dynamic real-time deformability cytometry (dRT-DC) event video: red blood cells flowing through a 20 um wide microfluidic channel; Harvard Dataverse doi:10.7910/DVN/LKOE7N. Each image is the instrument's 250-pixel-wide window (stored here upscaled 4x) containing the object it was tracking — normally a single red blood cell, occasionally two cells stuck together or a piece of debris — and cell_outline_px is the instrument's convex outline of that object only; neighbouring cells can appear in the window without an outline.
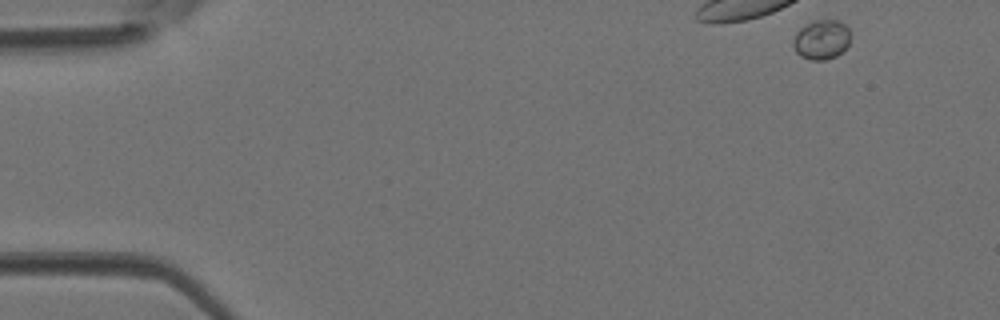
{"species": "Egyptian fruit bat (a non-hibernating species)", "species_latin": "Rousettus aegyptiacus", "temperature_condition": "room temperature", "stored_images_in_passage": 12, "camera_frame_rate_fps": 3000, "um_per_image_px": 0.085, "animal": {"sex": "female"}, "frame": {"image": 1, "passage_image": 1, "time_ms": 0.0, "image_size_px": [1000, 320], "cell_outline_px": [[852, 36], [848, 44], [836, 56], [824, 60], [812, 60], [800, 56], [796, 52], [792, 44], [792, 40], [796, 32], [804, 24], [812, 20], [840, 20], [848, 28]], "centroid_in_image_um": [69.81, 3.34], "position_along_channel_um": 15.2, "area_um2": 13.41}}